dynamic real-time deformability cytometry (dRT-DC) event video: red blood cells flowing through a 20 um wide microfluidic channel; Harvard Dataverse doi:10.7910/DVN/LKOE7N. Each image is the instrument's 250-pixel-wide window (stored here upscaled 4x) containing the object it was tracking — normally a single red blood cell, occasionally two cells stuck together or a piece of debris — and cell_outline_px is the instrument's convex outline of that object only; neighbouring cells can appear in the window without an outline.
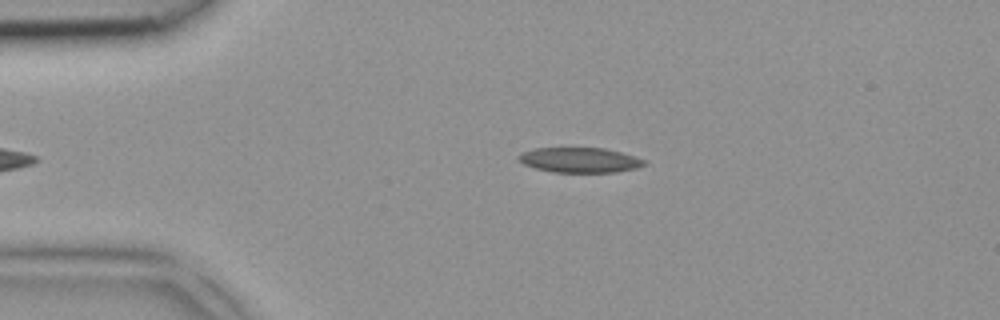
{"species": "common noctule bat (a hibernating species)", "species_latin": "Nyctalus noctula", "temperature_condition": "room temperature", "stored_images_in_passage": 2, "camera_frame_rate_fps": 3000, "um_per_image_px": 0.085, "animal": {"sex": "female", "body_mass_g": 18.4}, "frame": {"image": 1, "passage_image": 2, "time_ms": 0.333, "image_size_px": [1000, 320], "cell_outline_px": [[648, 164], [636, 168], [616, 172], [552, 172], [536, 168], [524, 164], [516, 156], [524, 152], [536, 148], [604, 148], [620, 152], [648, 160]], "centroid_in_image_um": [49.33, 13.6], "position_along_channel_um": 35.7, "area_um2": 18.26}}